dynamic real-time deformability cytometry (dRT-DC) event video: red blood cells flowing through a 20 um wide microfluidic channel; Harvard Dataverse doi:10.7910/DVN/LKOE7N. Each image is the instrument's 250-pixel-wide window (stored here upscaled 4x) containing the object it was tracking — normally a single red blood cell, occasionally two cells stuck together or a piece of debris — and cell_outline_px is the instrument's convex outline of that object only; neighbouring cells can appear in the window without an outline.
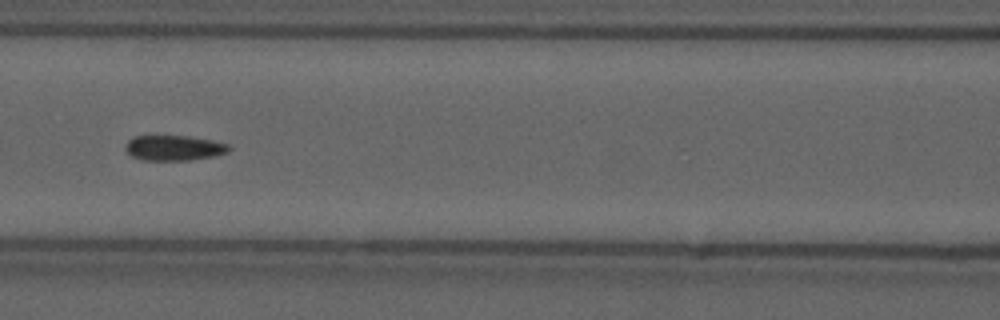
{"species": "common noctule bat (a hibernating species)", "species_latin": "Nyctalus noctula", "temperature_condition": "cold", "stored_images_in_passage": 44, "camera_frame_rate_fps": 3000, "um_per_image_px": 0.085, "animal": {"sex": "male", "forearm_length_mm": 52.5}, "frame": {"image": 1, "passage_image": 13, "time_ms": 4.0, "image_size_px": [1000, 320], "cell_outline_px": [[232, 148], [228, 152], [216, 156], [188, 160], [144, 160], [132, 156], [124, 148], [128, 140], [132, 136], [188, 136], [212, 140], [228, 144]], "centroid_in_image_um": [14.81, 12.57], "position_along_channel_um": 151.8, "area_um2": 15.26}}
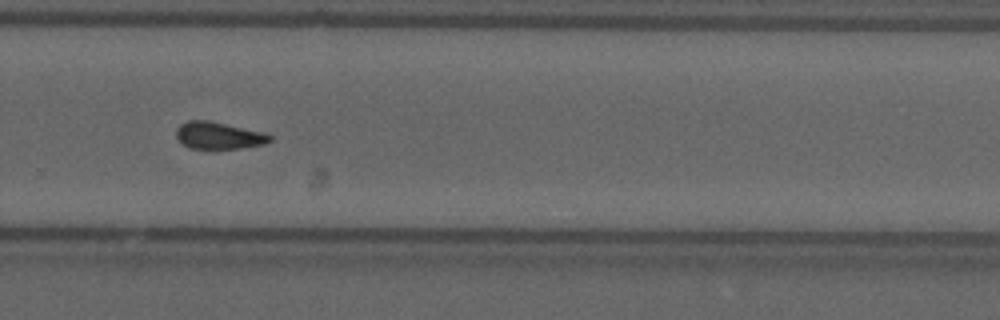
{"frame": {"image": 2, "passage_image": 26, "time_ms": 8.333, "image_size_px": [1000, 320], "cell_outline_px": [[272, 140], [264, 144], [240, 148], [188, 148], [176, 136], [176, 128], [180, 124], [188, 120], [208, 120], [264, 132], [272, 136]], "centroid_in_image_um": [18.59, 11.51], "position_along_channel_um": 311.2, "area_um2": 14.68}, "authors_computed_cell_mechanics": {"area_um2": 15.2592, "velocity_mm_per_s": 3.6948, "shape_relaxation_time_tau1_ms": null, "shape_relaxation_time_tau2_ms": 3.3745, "deformation_change_tau1": null, "deformation_change_tau2": 0.0717}}